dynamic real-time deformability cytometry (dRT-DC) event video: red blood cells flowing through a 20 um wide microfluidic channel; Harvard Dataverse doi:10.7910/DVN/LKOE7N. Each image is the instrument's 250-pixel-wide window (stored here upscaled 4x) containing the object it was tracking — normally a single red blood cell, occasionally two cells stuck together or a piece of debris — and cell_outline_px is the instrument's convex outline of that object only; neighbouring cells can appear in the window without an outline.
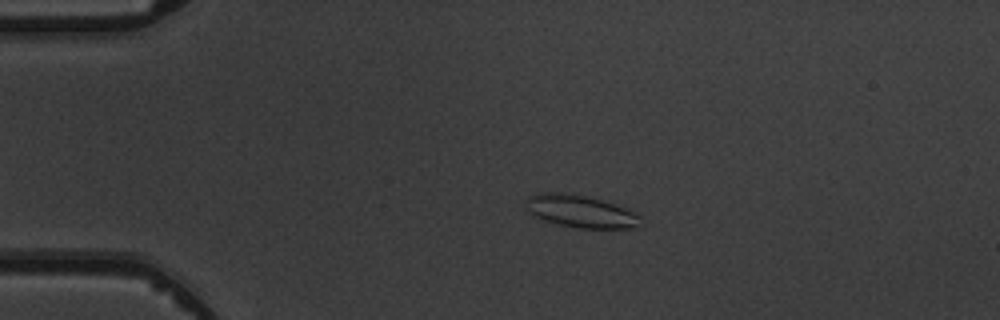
{"species": "common noctule bat (a hibernating species)", "species_latin": "Nyctalus noctula", "temperature_condition": "warm", "stored_images_in_passage": 3, "camera_frame_rate_fps": 3000, "um_per_image_px": 0.085, "animal": {"sex": "male", "body_mass_g": 19.5, "forearm_length_mm": 54.6}, "frame": {"image": 1, "passage_image": 2, "time_ms": 2.0, "image_size_px": [1000, 320], "cell_outline_px": [[644, 224], [636, 228], [576, 228], [544, 220], [528, 212], [524, 208], [528, 196], [536, 192], [572, 192], [604, 200], [628, 208], [636, 212], [640, 216]], "centroid_in_image_um": [49.38, 17.94], "position_along_channel_um": 35.6, "area_um2": 22.37}}